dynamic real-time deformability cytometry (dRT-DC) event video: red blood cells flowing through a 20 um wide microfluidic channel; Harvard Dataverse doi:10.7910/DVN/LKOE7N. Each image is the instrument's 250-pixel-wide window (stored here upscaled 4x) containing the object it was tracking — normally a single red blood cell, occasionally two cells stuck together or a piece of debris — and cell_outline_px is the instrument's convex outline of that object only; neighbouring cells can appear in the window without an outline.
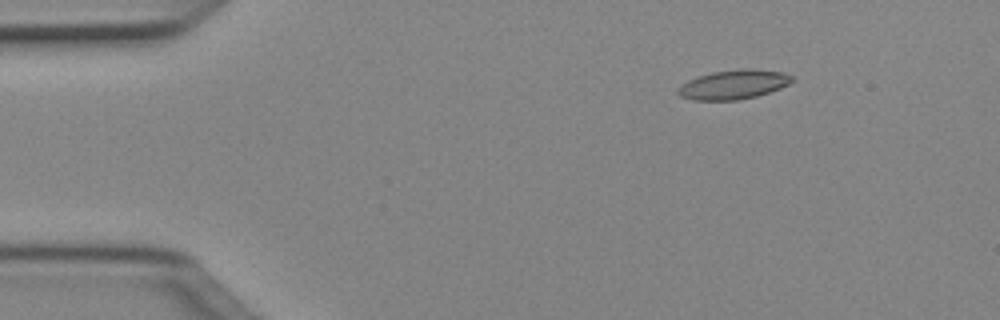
{"species": "Egyptian fruit bat (a non-hibernating species)", "species_latin": "Rousettus aegyptiacus", "temperature_condition": "cold", "stored_images_in_passage": 44, "camera_frame_rate_fps": 3000, "um_per_image_px": 0.085, "animal": {"sex": "female"}, "frame": {"image": 1, "passage_image": 1, "time_ms": 0.0, "image_size_px": [1000, 320], "cell_outline_px": [[796, 80], [780, 88], [756, 96], [736, 100], [692, 100], [680, 96], [676, 92], [688, 80], [712, 72], [744, 68], [752, 68], [784, 72], [792, 76]], "centroid_in_image_um": [62.4, 7.18], "position_along_channel_um": 22.6, "area_um2": 19.36}}
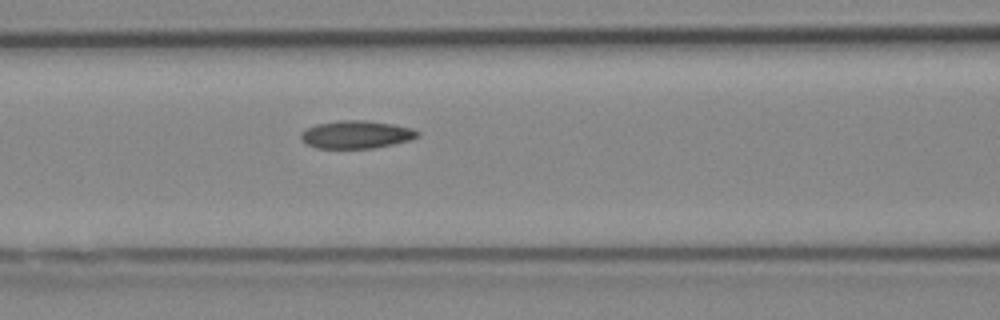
{"frame": {"image": 2, "passage_image": 15, "time_ms": 4.667, "image_size_px": [1000, 320], "cell_outline_px": [[420, 136], [408, 140], [376, 148], [316, 148], [308, 144], [300, 136], [300, 132], [316, 124], [336, 120], [368, 120], [392, 124], [412, 128], [420, 132]], "centroid_in_image_um": [30.29, 11.42], "position_along_channel_um": 136.3, "area_um2": 18.9}}
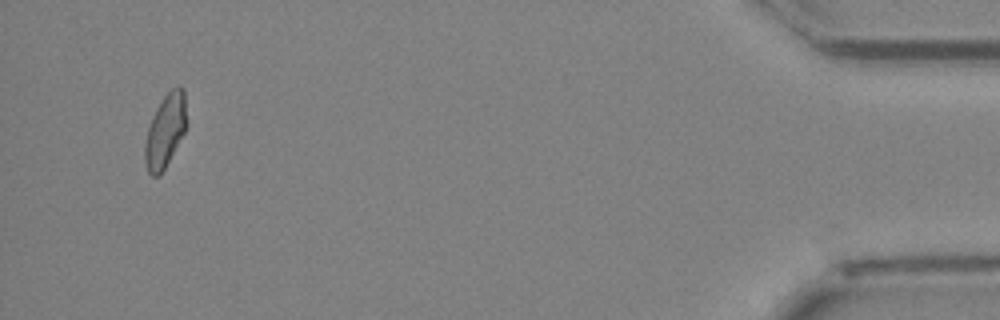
{"frame": {"image": 3, "passage_image": 42, "time_ms": 13.667, "image_size_px": [1000, 320], "cell_outline_px": [[188, 124], [184, 132], [160, 176], [152, 176], [148, 172], [144, 160], [144, 144], [148, 128], [152, 116], [156, 108], [164, 96], [172, 88], [184, 88]], "centroid_in_image_um": [14.05, 11.12], "position_along_channel_um": 421.1, "area_um2": 17.8}, "authors_computed_cell_mechanics": {"area_um2": 18.3515, "velocity_mm_per_s": 4.0386, "shape_relaxation_time_tau1_ms": 5.9654, "shape_relaxation_time_tau2_ms": 2.6736, "deformation_change_tau1": 0.1498, "deformation_change_tau2": 0.0827}}